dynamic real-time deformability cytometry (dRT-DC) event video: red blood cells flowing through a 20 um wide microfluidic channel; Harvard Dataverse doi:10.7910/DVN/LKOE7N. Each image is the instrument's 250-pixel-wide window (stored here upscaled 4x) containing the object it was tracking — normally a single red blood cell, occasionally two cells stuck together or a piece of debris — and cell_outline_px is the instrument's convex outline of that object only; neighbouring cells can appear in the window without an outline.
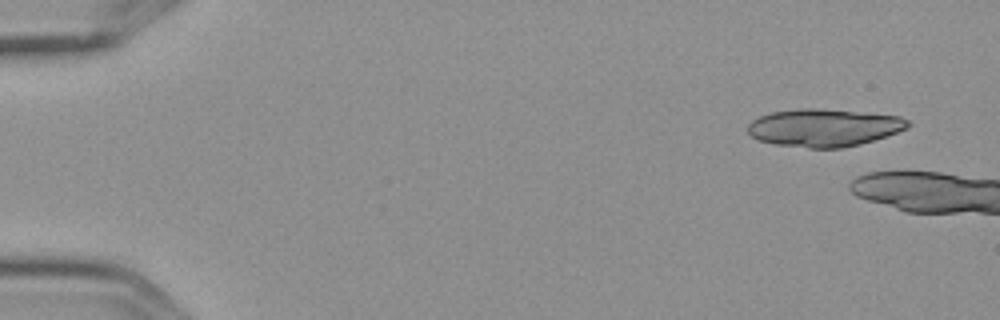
{"species": "Egyptian fruit bat (a non-hibernating species)", "species_latin": "Rousettus aegyptiacus", "temperature_condition": "cold", "stored_images_in_passage": 3, "camera_frame_rate_fps": 3000, "um_per_image_px": 0.085, "frame": {"image": 1, "passage_image": 1, "time_ms": 0.0, "image_size_px": [1000, 320], "cell_outline_px": [[912, 124], [908, 128], [860, 144], [840, 148], [808, 148], [772, 144], [760, 140], [752, 136], [748, 132], [748, 124], [752, 120], [760, 116], [772, 112], [800, 108], [816, 108], [900, 116], [908, 120]], "centroid_in_image_um": [70.01, 10.85], "position_along_channel_um": 15.0, "area_um2": 34.97}}